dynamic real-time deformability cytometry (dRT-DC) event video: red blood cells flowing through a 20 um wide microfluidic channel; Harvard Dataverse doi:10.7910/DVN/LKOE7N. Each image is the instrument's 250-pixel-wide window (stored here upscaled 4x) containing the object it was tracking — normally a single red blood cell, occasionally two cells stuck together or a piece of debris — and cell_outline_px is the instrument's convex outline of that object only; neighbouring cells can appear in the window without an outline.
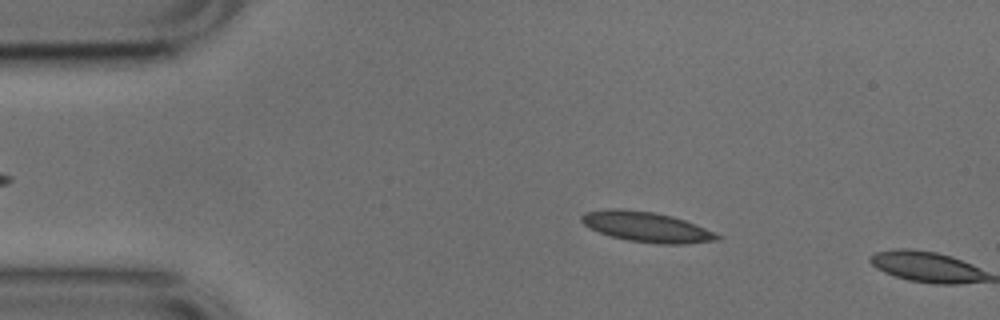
{"species": "common noctule bat (a hibernating species)", "species_latin": "Nyctalus noctula", "temperature_condition": "cold", "stored_images_in_passage": 9, "camera_frame_rate_fps": 3000, "um_per_image_px": 0.085, "animal": {"sex": "male", "body_mass_g": 17.9, "forearm_length_mm": 54.2}, "frame": {"image": 1, "passage_image": 8, "time_ms": 2.333, "image_size_px": [1000, 320], "cell_outline_px": [[724, 236], [720, 240], [688, 244], [656, 244], [628, 240], [612, 236], [600, 232], [584, 224], [580, 220], [580, 216], [584, 212], [608, 208], [624, 208], [652, 212], [672, 216], [684, 220]], "centroid_in_image_um": [54.98, 19.29], "position_along_channel_um": 30.0, "area_um2": 23.93}}